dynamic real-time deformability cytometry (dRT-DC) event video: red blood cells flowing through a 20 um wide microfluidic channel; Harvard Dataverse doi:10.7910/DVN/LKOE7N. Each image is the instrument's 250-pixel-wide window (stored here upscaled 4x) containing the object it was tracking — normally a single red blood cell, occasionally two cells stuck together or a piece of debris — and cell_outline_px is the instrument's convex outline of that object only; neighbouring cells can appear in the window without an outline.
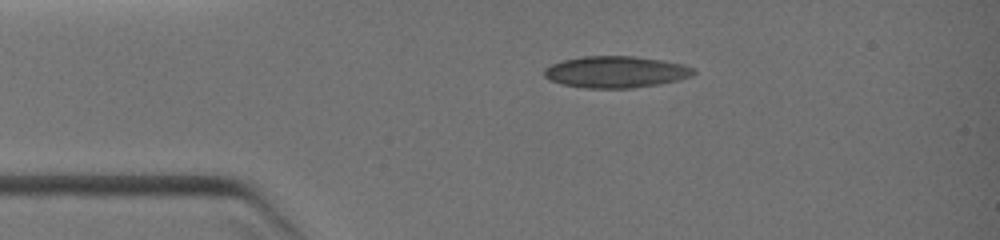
{"species": "common noctule bat (a hibernating species)", "species_latin": "Nyctalus noctula", "temperature_condition": "warm", "stored_images_in_passage": 3, "camera_frame_rate_fps": 3000, "um_per_image_px": 0.085, "animal": {"sex": "female", "body_mass_g": 19.0, "forearm_length_mm": 51.5}, "frame": {"image": 1, "passage_image": 1, "time_ms": 0.0, "image_size_px": [1000, 240], "cell_outline_px": [[696, 72], [692, 76], [680, 80], [660, 84], [632, 88], [584, 88], [564, 84], [548, 80], [544, 76], [544, 68], [552, 64], [564, 60], [584, 56], [632, 56], [664, 60], [684, 64], [692, 68]], "centroid_in_image_um": [52.37, 6.12], "position_along_channel_um": 32.6, "area_um2": 27.63}}